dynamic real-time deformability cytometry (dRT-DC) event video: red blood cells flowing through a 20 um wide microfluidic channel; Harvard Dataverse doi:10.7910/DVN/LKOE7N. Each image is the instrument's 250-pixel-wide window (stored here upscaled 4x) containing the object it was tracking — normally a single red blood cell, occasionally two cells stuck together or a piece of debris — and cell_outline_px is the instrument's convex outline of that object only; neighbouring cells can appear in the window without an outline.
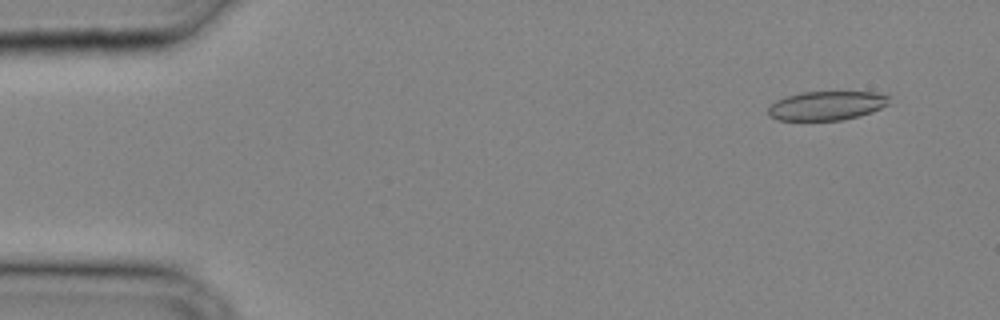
{"species": "common noctule bat (a hibernating species)", "species_latin": "Nyctalus noctula", "temperature_condition": "cold", "stored_images_in_passage": 31, "camera_frame_rate_fps": 3000, "um_per_image_px": 0.085, "animal": {"sex": "male", "body_mass_g": 20.4}, "frame": {"image": 1, "passage_image": 3, "time_ms": 0.667, "image_size_px": [1000, 320], "cell_outline_px": [[888, 104], [872, 112], [860, 116], [840, 120], [776, 120], [768, 116], [768, 108], [776, 100], [800, 92], [876, 92], [888, 96]], "centroid_in_image_um": [70.24, 8.98], "position_along_channel_um": 14.8, "area_um2": 20.4}}
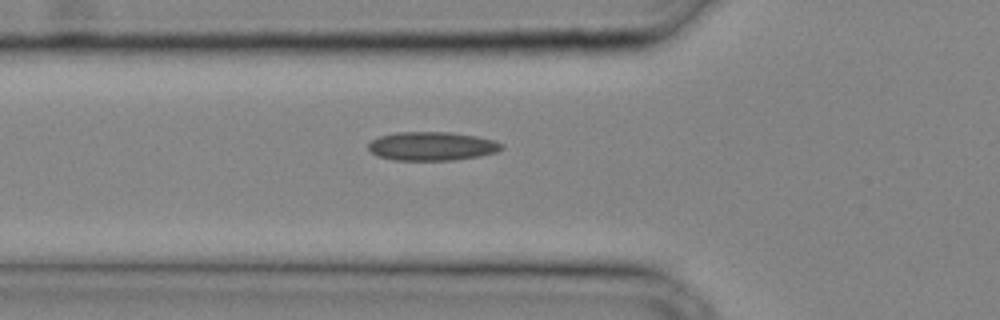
{"frame": {"image": 2, "passage_image": 12, "time_ms": 3.667, "image_size_px": [1000, 320], "cell_outline_px": [[504, 148], [496, 152], [480, 156], [452, 160], [392, 160], [380, 156], [372, 152], [368, 148], [368, 144], [372, 140], [380, 136], [396, 132], [452, 132], [476, 136], [492, 140], [504, 144]], "centroid_in_image_um": [36.73, 12.42], "position_along_channel_um": 89.1, "area_um2": 22.25}}
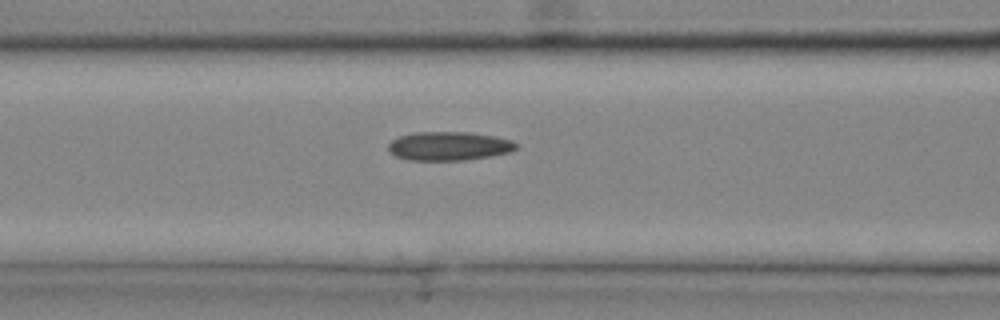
{"frame": {"image": 3, "passage_image": 14, "time_ms": 4.333, "image_size_px": [1000, 320], "cell_outline_px": [[520, 148], [512, 152], [492, 156], [464, 160], [408, 160], [396, 156], [388, 148], [388, 144], [392, 140], [400, 136], [416, 132], [468, 132], [492, 136], [512, 140], [520, 144]], "centroid_in_image_um": [38.23, 12.42], "position_along_channel_um": 128.4, "area_um2": 21.56}}